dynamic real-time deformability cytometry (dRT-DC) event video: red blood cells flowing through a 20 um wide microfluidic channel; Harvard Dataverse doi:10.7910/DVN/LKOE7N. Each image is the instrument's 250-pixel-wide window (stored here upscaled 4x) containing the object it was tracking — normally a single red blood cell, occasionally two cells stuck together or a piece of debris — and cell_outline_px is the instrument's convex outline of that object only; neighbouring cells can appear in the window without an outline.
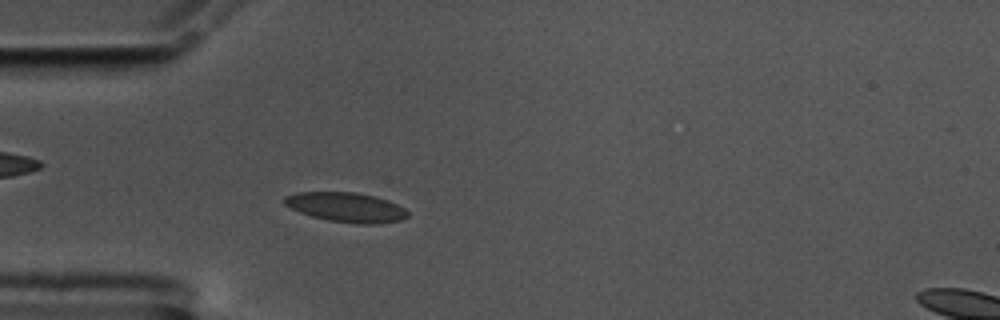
{"species": "common noctule bat (a hibernating species)", "species_latin": "Nyctalus noctula", "temperature_condition": "cold", "stored_images_in_passage": 54, "camera_frame_rate_fps": 3000, "um_per_image_px": 0.085, "animal": {"sex": "male", "body_mass_g": 17.5, "forearm_length_mm": 52.3}, "frame": {"image": 1, "passage_image": 13, "time_ms": 4.0, "image_size_px": [1000, 320], "cell_outline_px": [[408, 216], [404, 220], [380, 224], [356, 224], [328, 220], [312, 216], [300, 212], [284, 204], [284, 196], [296, 192], [356, 192], [376, 196], [388, 200], [404, 208], [408, 212]], "centroid_in_image_um": [29.46, 17.62], "position_along_channel_um": 55.5, "area_um2": 21.44}}
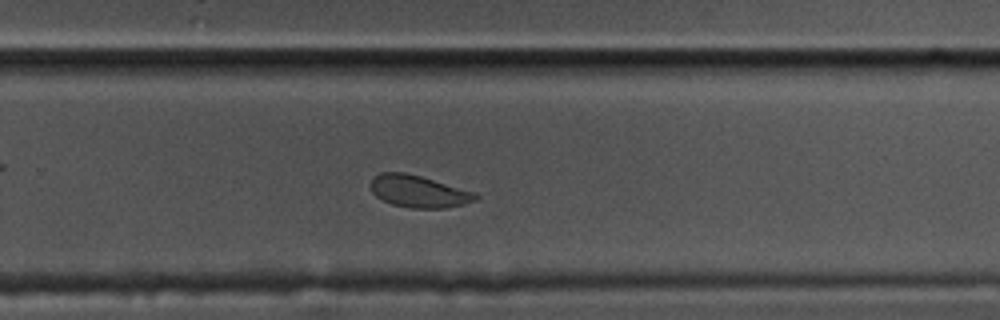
{"frame": {"image": 2, "passage_image": 34, "time_ms": 11.0, "image_size_px": [1000, 320], "cell_outline_px": [[480, 196], [476, 200], [464, 204], [444, 208], [412, 208], [392, 204], [376, 196], [372, 192], [368, 184], [372, 176], [380, 172], [404, 172], [420, 176], [476, 192]], "centroid_in_image_um": [35.55, 16.26], "position_along_channel_um": 294.2, "area_um2": 19.77}}
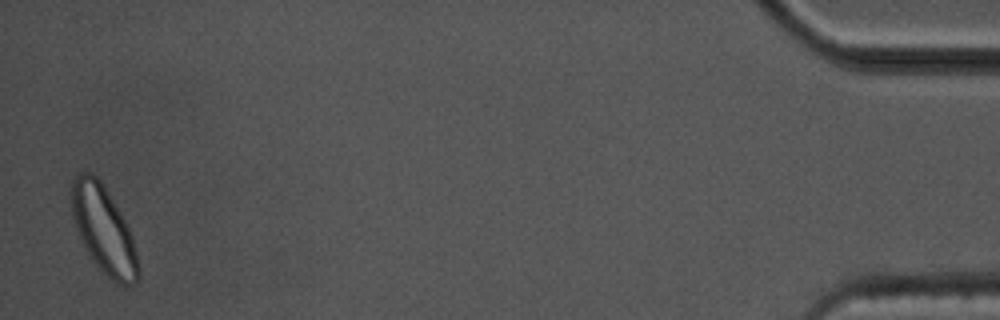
{"frame": {"image": 3, "passage_image": 53, "time_ms": 17.333, "image_size_px": [1000, 320], "cell_outline_px": [[140, 276], [136, 284], [116, 284], [100, 272], [84, 248], [80, 240], [72, 216], [68, 200], [68, 192], [72, 180], [80, 172], [92, 172], [100, 180], [124, 220], [132, 236], [140, 268]], "centroid_in_image_um": [8.76, 19.54], "position_along_channel_um": 426.4, "area_um2": 34.51}, "authors_computed_cell_mechanics": {"area_um2": 20.6346, "velocity_mm_per_s": 3.4942, "shape_relaxation_time_tau1_ms": null, "shape_relaxation_time_tau2_ms": 2.3554, "deformation_change_tau1": null, "deformation_change_tau2": 0.0442}}